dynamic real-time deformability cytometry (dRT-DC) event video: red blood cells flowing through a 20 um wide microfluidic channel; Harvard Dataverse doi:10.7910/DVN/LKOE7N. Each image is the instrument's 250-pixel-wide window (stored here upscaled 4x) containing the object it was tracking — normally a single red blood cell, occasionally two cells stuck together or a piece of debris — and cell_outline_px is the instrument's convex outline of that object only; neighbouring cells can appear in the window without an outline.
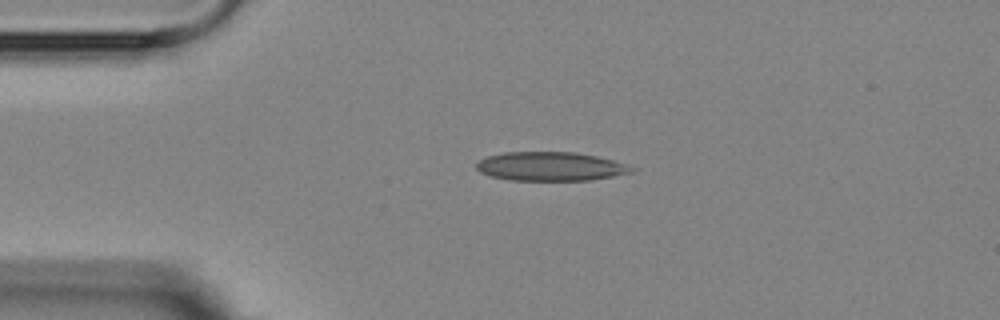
{"species": "Egyptian fruit bat (a non-hibernating species)", "species_latin": "Rousettus aegyptiacus", "temperature_condition": "room temperature", "stored_images_in_passage": 2, "camera_frame_rate_fps": 3000, "um_per_image_px": 0.085, "animal": {"sex": "female"}, "frame": {"image": 1, "passage_image": 1, "time_ms": 0.0, "image_size_px": [1000, 320], "cell_outline_px": [[640, 168], [632, 172], [592, 180], [508, 180], [488, 176], [480, 172], [476, 168], [476, 164], [480, 160], [488, 156], [504, 152], [576, 152], [596, 156], [628, 164]], "centroid_in_image_um": [46.81, 14.15], "position_along_channel_um": 38.2, "area_um2": 26.3}}